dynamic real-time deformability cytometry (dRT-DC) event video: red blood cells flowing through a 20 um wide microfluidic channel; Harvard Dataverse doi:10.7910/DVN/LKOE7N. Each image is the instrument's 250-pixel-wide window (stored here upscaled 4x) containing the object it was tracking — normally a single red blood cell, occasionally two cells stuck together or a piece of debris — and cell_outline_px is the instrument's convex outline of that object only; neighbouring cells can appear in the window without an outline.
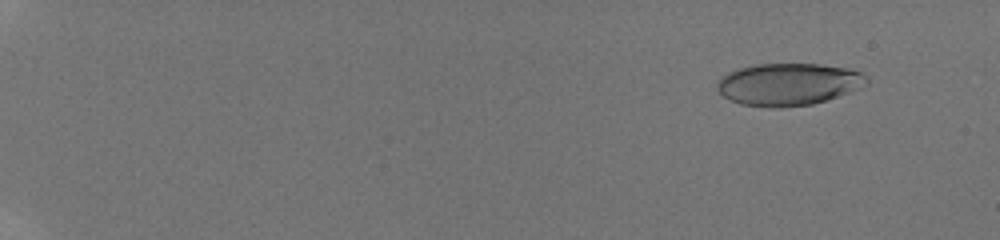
{"species": "human", "species_latin": "Homo sapiens", "temperature_condition": "room temperature", "stored_images_in_passage": 12, "camera_frame_rate_fps": 3000, "um_per_image_px": 0.085, "donor": {"sex": "male"}, "frame": {"image": 1, "passage_image": 3, "time_ms": 1.333, "image_size_px": [1000, 240], "cell_outline_px": [[868, 84], [860, 88], [812, 104], [780, 108], [772, 108], [740, 104], [728, 100], [716, 88], [716, 80], [720, 76], [728, 72], [740, 68], [756, 64], [820, 64], [848, 68], [860, 72], [868, 76]], "centroid_in_image_um": [66.98, 7.16], "position_along_channel_um": 18.0, "area_um2": 36.99}}
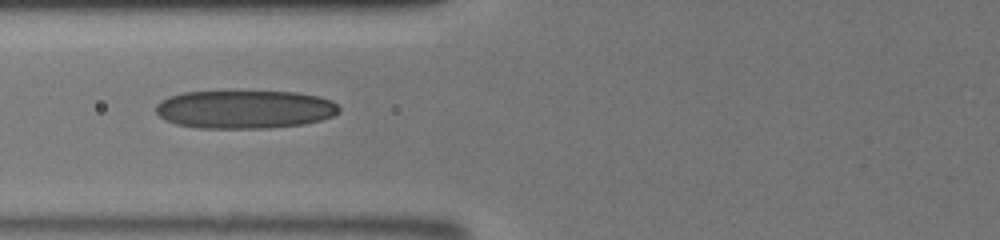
{"frame": {"image": 2, "passage_image": 9, "time_ms": 8.0, "image_size_px": [1000, 240], "cell_outline_px": [[340, 112], [332, 116], [320, 120], [304, 124], [268, 128], [200, 128], [176, 124], [164, 120], [156, 112], [156, 104], [160, 100], [168, 96], [184, 92], [296, 92], [320, 96], [332, 100], [340, 108]], "centroid_in_image_um": [20.8, 9.3], "position_along_channel_um": 105.0, "area_um2": 40.98}}
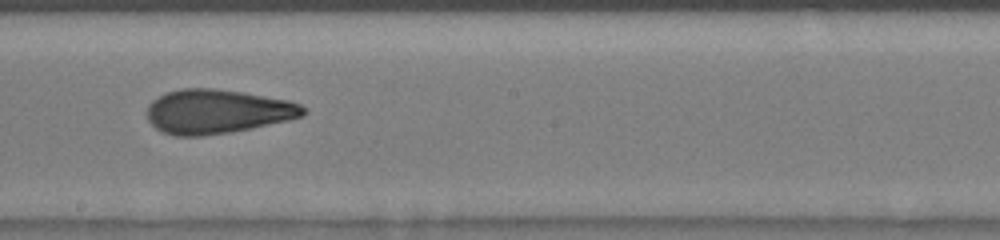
{"frame": {"image": 3, "passage_image": 12, "time_ms": 11.0, "image_size_px": [1000, 240], "cell_outline_px": [[308, 112], [304, 116], [288, 120], [232, 132], [204, 136], [176, 136], [164, 132], [156, 128], [148, 120], [144, 112], [148, 104], [152, 100], [168, 92], [180, 88], [212, 88], [244, 92], [288, 100], [300, 104], [308, 108]], "centroid_in_image_um": [18.47, 9.48], "position_along_channel_um": 229.7, "area_um2": 40.58}}